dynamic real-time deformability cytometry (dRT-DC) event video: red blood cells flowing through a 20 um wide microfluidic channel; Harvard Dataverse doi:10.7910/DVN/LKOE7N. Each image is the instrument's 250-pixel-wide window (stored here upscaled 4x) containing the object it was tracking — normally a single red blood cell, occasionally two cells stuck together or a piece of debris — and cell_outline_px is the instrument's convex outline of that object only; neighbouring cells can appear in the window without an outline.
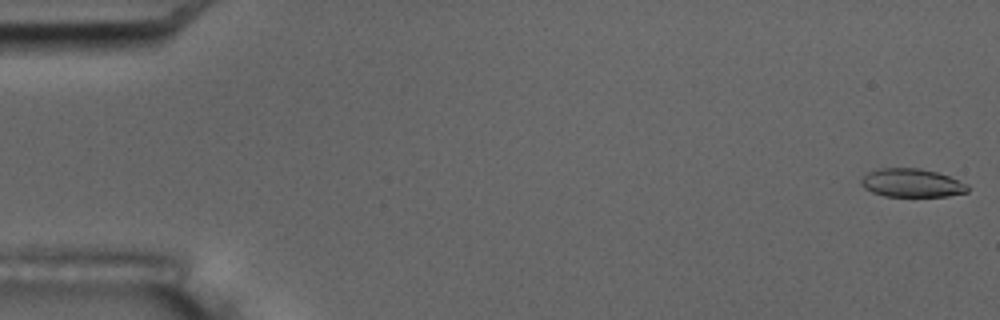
{"species": "common noctule bat (a hibernating species)", "species_latin": "Nyctalus noctula", "temperature_condition": "room temperature", "stored_images_in_passage": 5, "camera_frame_rate_fps": 3000, "um_per_image_px": 0.085, "animal": {"sex": "male", "body_mass_g": 17.5, "forearm_length_mm": 52.3}, "frame": {"image": 1, "passage_image": 1, "time_ms": 0.0, "image_size_px": [1000, 320], "cell_outline_px": [[968, 192], [948, 196], [884, 196], [872, 192], [864, 188], [860, 184], [860, 180], [868, 172], [880, 168], [920, 168], [936, 172], [948, 176], [968, 184]], "centroid_in_image_um": [77.49, 15.55], "position_along_channel_um": 7.5, "area_um2": 17.63}}
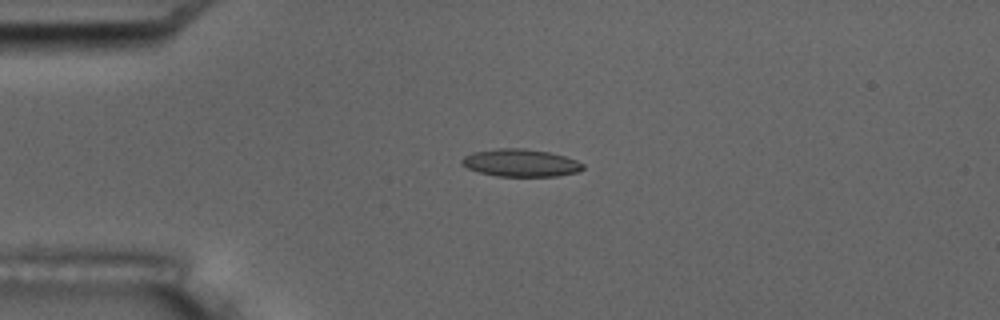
{"frame": {"image": 2, "passage_image": 4, "time_ms": 4.333, "image_size_px": [1000, 320], "cell_outline_px": [[584, 168], [580, 172], [556, 176], [496, 176], [480, 172], [468, 168], [460, 164], [460, 160], [464, 156], [472, 152], [496, 148], [524, 148], [548, 152], [564, 156], [576, 160], [584, 164]], "centroid_in_image_um": [44.24, 13.84], "position_along_channel_um": 40.8, "area_um2": 19.54}}